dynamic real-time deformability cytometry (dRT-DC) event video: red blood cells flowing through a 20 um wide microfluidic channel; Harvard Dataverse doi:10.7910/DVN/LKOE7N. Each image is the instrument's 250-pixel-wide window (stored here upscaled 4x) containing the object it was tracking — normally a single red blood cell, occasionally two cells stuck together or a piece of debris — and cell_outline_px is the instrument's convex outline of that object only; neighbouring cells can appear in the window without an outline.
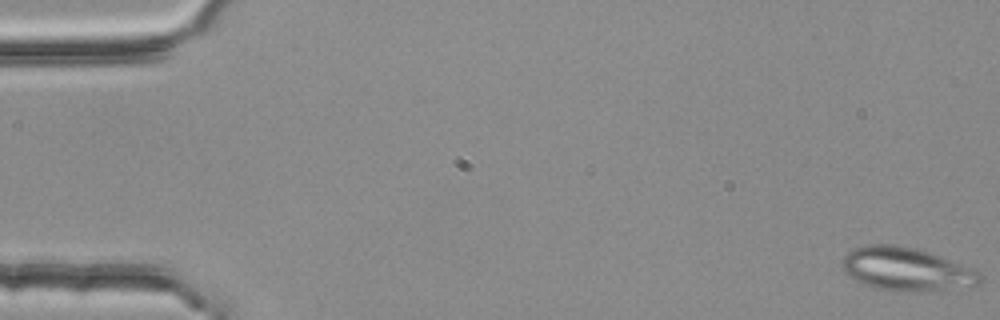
{"species": "common noctule bat (a hibernating species)", "species_latin": "Nyctalus noctula", "temperature_condition": "room temperature", "stored_images_in_passage": 5, "camera_frame_rate_fps": 3000, "um_per_image_px": 0.085, "animal": {"sex": "female", "body_mass_g": 25.1}, "frame": {"image": 1, "passage_image": 1, "time_ms": 0.0, "image_size_px": [1000, 320], "cell_outline_px": [[984, 276], [980, 284], [916, 292], [904, 292], [880, 288], [868, 284], [848, 276], [840, 268], [840, 260], [852, 248], [872, 244], [892, 244], [916, 248], [976, 268], [984, 272]], "centroid_in_image_um": [77.07, 22.86], "position_along_channel_um": 7.9, "area_um2": 34.91}}